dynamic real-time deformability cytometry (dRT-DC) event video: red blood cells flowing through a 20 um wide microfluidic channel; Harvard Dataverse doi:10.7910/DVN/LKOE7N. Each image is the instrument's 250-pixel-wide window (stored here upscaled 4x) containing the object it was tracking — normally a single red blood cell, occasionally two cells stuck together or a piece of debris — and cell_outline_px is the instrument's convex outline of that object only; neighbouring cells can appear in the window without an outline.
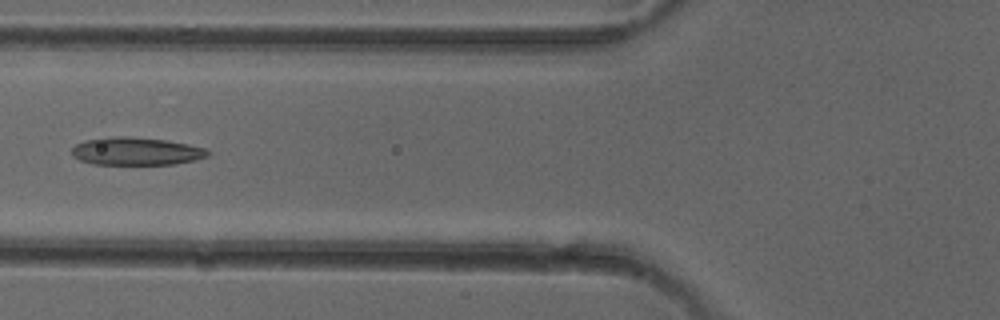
{"species": "common noctule bat (a hibernating species)", "species_latin": "Nyctalus noctula", "temperature_condition": "cold", "stored_images_in_passage": 6, "camera_frame_rate_fps": 3000, "um_per_image_px": 0.085, "animal": {"sex": "female"}, "frame": {"image": 1, "passage_image": 5, "time_ms": 5.667, "image_size_px": [1000, 320], "cell_outline_px": [[212, 152], [208, 156], [196, 160], [176, 164], [92, 164], [80, 160], [72, 156], [72, 148], [76, 144], [84, 140], [116, 136], [128, 136], [164, 140], [188, 144], [204, 148]], "centroid_in_image_um": [11.58, 12.86], "position_along_channel_um": 114.2, "area_um2": 22.08}}
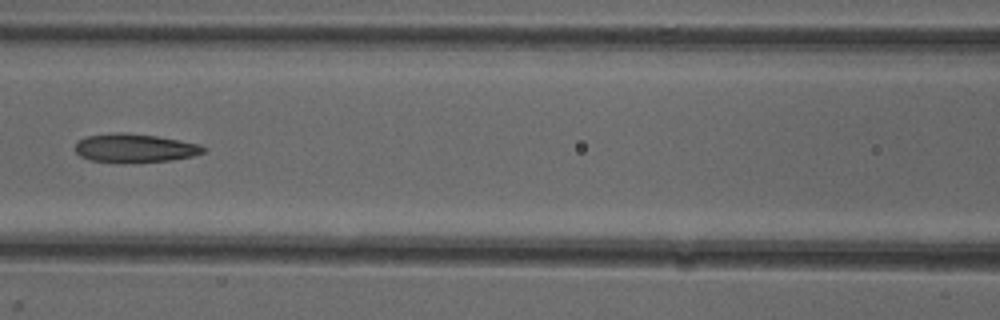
{"frame": {"image": 2, "passage_image": 6, "time_ms": 6.667, "image_size_px": [1000, 320], "cell_outline_px": [[208, 148], [204, 152], [192, 156], [172, 160], [124, 164], [92, 160], [80, 156], [76, 152], [76, 144], [80, 140], [88, 136], [112, 132], [124, 132], [156, 136], [200, 144]], "centroid_in_image_um": [11.47, 12.6], "position_along_channel_um": 155.1, "area_um2": 21.62}}